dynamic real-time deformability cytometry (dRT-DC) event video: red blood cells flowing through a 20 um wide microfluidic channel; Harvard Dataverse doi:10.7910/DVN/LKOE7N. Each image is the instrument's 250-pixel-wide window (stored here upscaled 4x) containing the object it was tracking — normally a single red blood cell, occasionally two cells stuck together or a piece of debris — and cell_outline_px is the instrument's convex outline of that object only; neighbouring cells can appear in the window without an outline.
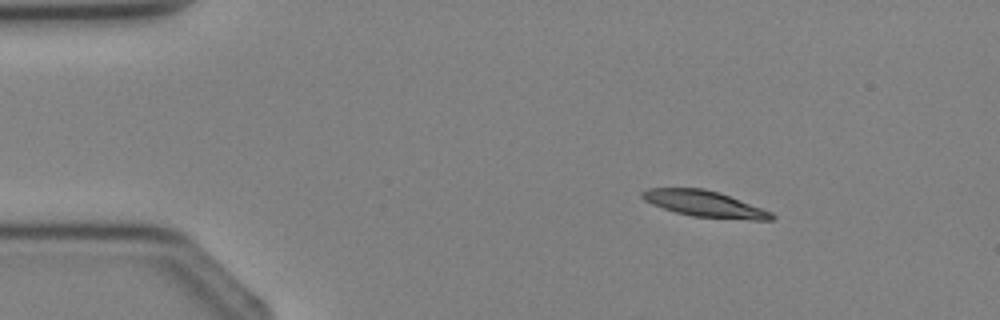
{"species": "Egyptian fruit bat (a non-hibernating species)", "species_latin": "Rousettus aegyptiacus", "temperature_condition": "cold", "stored_images_in_passage": 2, "camera_frame_rate_fps": 3000, "um_per_image_px": 0.085, "animal": {"sex": "female"}, "frame": {"image": 1, "passage_image": 1, "time_ms": 0.0, "image_size_px": [1000, 320], "cell_outline_px": [[776, 216], [772, 220], [752, 220], [692, 216], [676, 212], [652, 204], [644, 200], [640, 196], [640, 192], [648, 188], [704, 188], [720, 192], [772, 212]], "centroid_in_image_um": [59.89, 17.32], "position_along_channel_um": 25.1, "area_um2": 19.71}}